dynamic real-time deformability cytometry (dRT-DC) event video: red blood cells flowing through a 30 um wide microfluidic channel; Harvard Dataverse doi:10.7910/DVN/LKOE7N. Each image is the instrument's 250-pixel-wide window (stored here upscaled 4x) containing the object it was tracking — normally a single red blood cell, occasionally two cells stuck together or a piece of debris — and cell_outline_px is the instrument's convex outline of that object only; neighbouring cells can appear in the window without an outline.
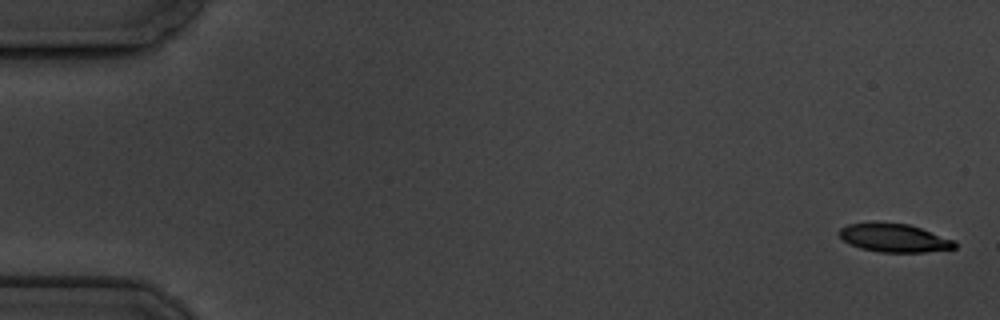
{"species": "common noctule bat (a hibernating species)", "species_latin": "Nyctalus noctula", "temperature_condition": "cold", "stored_images_in_passage": 6, "camera_frame_rate_fps": 3000, "um_per_image_px": 0.085, "animal": {"sex": "male", "body_mass_g": 19.5, "forearm_length_mm": 54.6}, "frame": {"image": 1, "passage_image": 1, "time_ms": 0.0, "image_size_px": [1000, 320], "cell_outline_px": [[956, 248], [924, 252], [880, 252], [860, 248], [844, 240], [840, 236], [840, 228], [848, 224], [908, 224], [956, 240]], "centroid_in_image_um": [76.07, 20.25], "position_along_channel_um": 8.9, "area_um2": 18.5}}
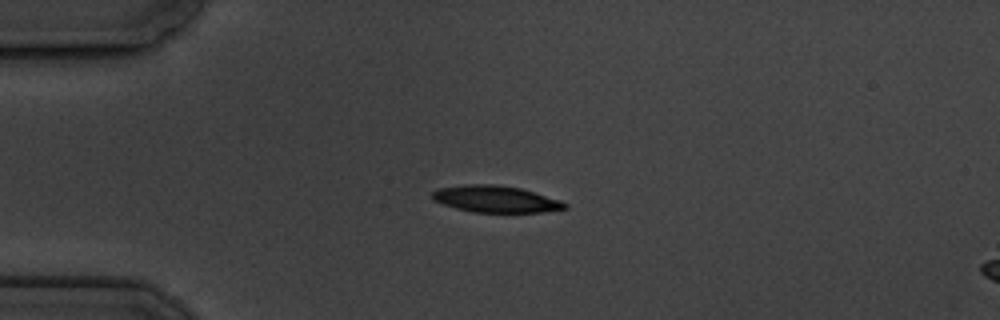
{"frame": {"image": 2, "passage_image": 4, "time_ms": 4.333, "image_size_px": [1000, 320], "cell_outline_px": [[568, 208], [544, 212], [472, 212], [456, 208], [432, 200], [432, 192], [440, 188], [468, 184], [492, 184], [520, 188], [560, 200], [568, 204]], "centroid_in_image_um": [42.14, 16.92], "position_along_channel_um": 42.9, "area_um2": 20.46}}